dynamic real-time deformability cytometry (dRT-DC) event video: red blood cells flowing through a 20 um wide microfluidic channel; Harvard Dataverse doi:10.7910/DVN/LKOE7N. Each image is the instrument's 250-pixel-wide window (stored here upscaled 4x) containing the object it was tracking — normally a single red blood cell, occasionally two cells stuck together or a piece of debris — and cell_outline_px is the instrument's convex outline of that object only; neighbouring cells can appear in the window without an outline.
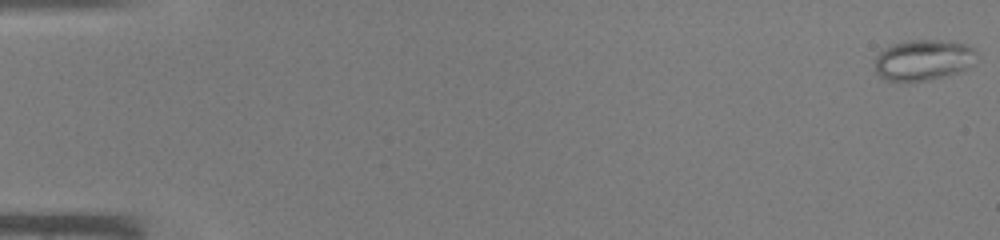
{"species": "common noctule bat (a hibernating species)", "species_latin": "Nyctalus noctula", "temperature_condition": "warm", "stored_images_in_passage": 14, "camera_frame_rate_fps": 3000, "um_per_image_px": 0.085, "animal": {"sex": "male", "body_mass_g": 19.0, "forearm_length_mm": 50.8}, "frame": {"image": 1, "passage_image": 1, "time_ms": 0.0, "image_size_px": [1000, 240], "cell_outline_px": [[980, 56], [968, 68], [944, 76], [928, 80], [884, 80], [876, 72], [876, 56], [884, 48], [892, 44], [908, 40], [948, 40], [968, 44]], "centroid_in_image_um": [78.52, 5.07], "position_along_channel_um": 6.5, "area_um2": 24.22}}